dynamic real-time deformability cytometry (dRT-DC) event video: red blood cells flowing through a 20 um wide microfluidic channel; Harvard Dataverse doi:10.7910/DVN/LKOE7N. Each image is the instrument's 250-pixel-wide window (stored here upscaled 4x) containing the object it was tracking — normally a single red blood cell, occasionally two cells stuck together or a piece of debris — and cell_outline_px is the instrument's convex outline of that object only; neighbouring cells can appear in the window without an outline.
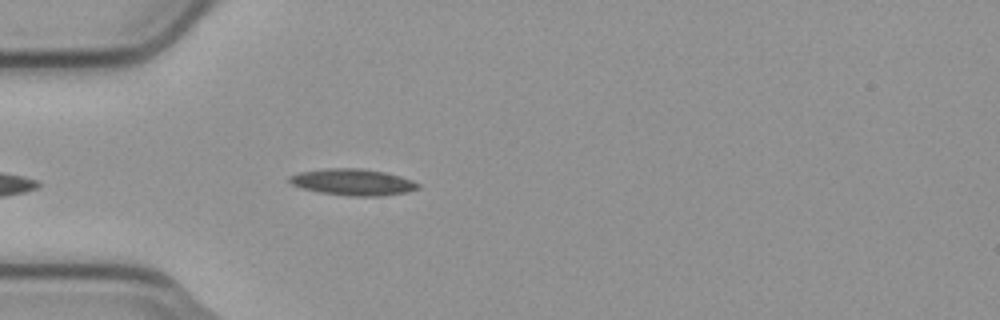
{"species": "common noctule bat (a hibernating species)", "species_latin": "Nyctalus noctula", "temperature_condition": "cold", "stored_images_in_passage": 39, "camera_frame_rate_fps": 3000, "um_per_image_px": 0.085, "animal": {"sex": "male", "body_mass_g": 23.1, "forearm_length_mm": 52.7}, "frame": {"image": 1, "passage_image": 2, "time_ms": 0.333, "image_size_px": [1000, 320], "cell_outline_px": [[420, 188], [404, 192], [380, 196], [348, 196], [320, 192], [304, 188], [292, 184], [288, 180], [288, 176], [300, 172], [324, 168], [364, 168], [384, 172], [400, 176], [412, 180], [420, 184]], "centroid_in_image_um": [29.99, 15.47], "position_along_channel_um": 55.0, "area_um2": 19.77}}
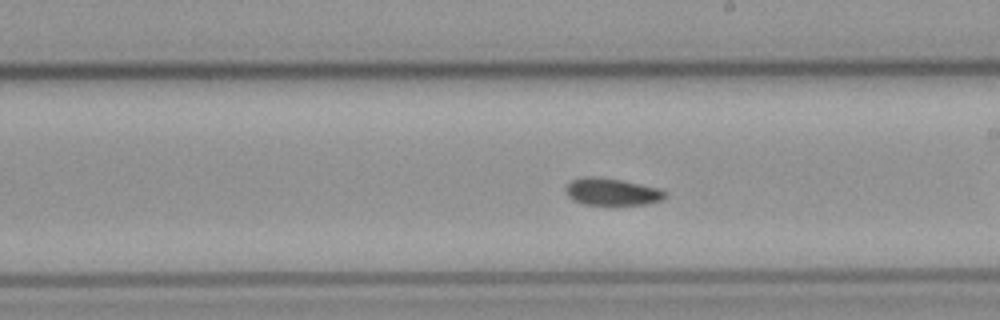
{"frame": {"image": 2, "passage_image": 14, "time_ms": 4.333, "image_size_px": [1000, 320], "cell_outline_px": [[668, 192], [660, 200], [644, 204], [584, 204], [572, 200], [564, 192], [564, 188], [572, 180], [584, 176], [596, 176], [620, 180], [660, 188]], "centroid_in_image_um": [51.96, 16.29], "position_along_channel_um": 237.0, "area_um2": 15.61}}
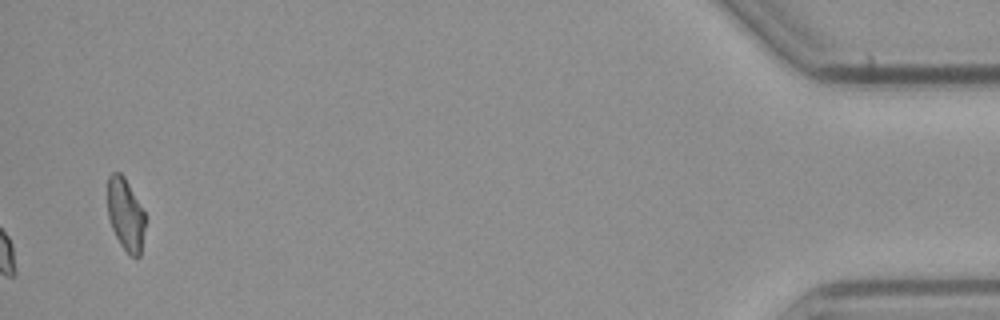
{"frame": {"image": 3, "passage_image": 39, "time_ms": 12.667, "image_size_px": [1000, 320], "cell_outline_px": [[144, 228], [140, 256], [128, 256], [120, 244], [112, 228], [108, 216], [108, 176], [112, 172], [120, 172], [124, 176], [144, 212]], "centroid_in_image_um": [10.65, 18.23], "position_along_channel_um": 424.5, "area_um2": 15.66}, "authors_computed_cell_mechanics": {"area_um2": 15.7216, "velocity_mm_per_s": 3.7302, "shape_relaxation_time_tau1_ms": 5.7434, "shape_relaxation_time_tau2_ms": 8.862, "deformation_change_tau1": 0.0845, "deformation_change_tau2": 0.0833}}